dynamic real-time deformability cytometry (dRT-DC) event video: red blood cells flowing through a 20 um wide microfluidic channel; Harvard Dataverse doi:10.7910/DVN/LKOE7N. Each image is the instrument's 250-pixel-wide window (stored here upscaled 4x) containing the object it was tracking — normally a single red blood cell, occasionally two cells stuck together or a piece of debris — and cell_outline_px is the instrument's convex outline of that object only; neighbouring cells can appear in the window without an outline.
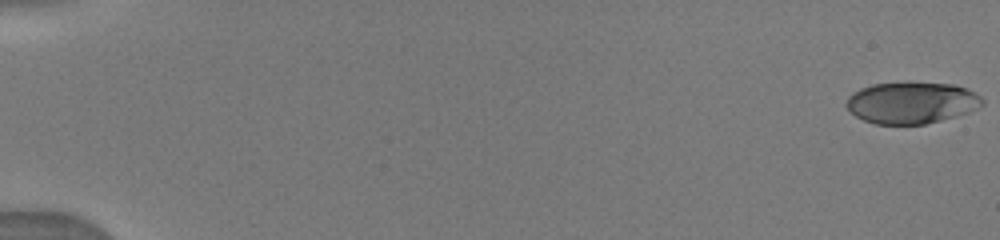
{"species": "human", "species_latin": "Homo sapiens", "temperature_condition": "warm", "stored_images_in_passage": 34, "camera_frame_rate_fps": 3000, "um_per_image_px": 0.085, "donor": {"sex": "male"}, "frame": {"image": 1, "passage_image": 1, "time_ms": 0.0, "image_size_px": [1000, 240], "cell_outline_px": [[984, 104], [968, 112], [956, 116], [924, 124], [876, 124], [864, 120], [856, 116], [844, 104], [848, 96], [852, 92], [860, 88], [872, 84], [952, 84], [968, 88], [980, 96], [984, 100]], "centroid_in_image_um": [77.47, 8.75], "position_along_channel_um": 7.5, "area_um2": 32.48}}
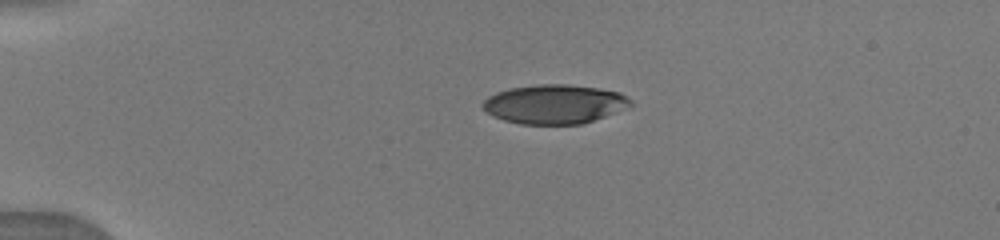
{"frame": {"image": 2, "passage_image": 23, "time_ms": 4.0, "image_size_px": [1000, 240], "cell_outline_px": [[632, 104], [624, 108], [584, 124], [520, 124], [504, 120], [492, 116], [480, 104], [488, 96], [496, 92], [512, 88], [540, 84], [564, 84], [596, 88], [620, 92], [628, 96], [632, 100]], "centroid_in_image_um": [47.11, 8.85], "position_along_channel_um": 37.9, "area_um2": 33.52}}